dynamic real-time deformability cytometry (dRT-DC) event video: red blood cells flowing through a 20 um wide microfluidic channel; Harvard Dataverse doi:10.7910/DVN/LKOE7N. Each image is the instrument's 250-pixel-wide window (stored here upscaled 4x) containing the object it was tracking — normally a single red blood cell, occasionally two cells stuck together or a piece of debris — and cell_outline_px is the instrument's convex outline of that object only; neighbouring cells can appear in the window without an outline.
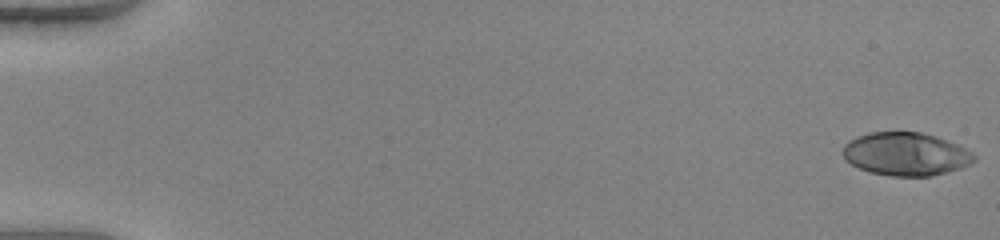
{"species": "human", "species_latin": "Homo sapiens", "temperature_condition": "warm", "stored_images_in_passage": 51, "camera_frame_rate_fps": 3000, "um_per_image_px": 0.085, "donor": {"sex": "female"}, "frame": {"image": 1, "passage_image": 1, "time_ms": 0.0, "image_size_px": [1000, 240], "cell_outline_px": [[976, 160], [960, 168], [928, 176], [888, 176], [868, 172], [844, 160], [840, 152], [844, 144], [848, 140], [856, 136], [872, 132], [920, 132], [936, 136], [960, 144], [972, 152], [976, 156]], "centroid_in_image_um": [76.96, 13.08], "position_along_channel_um": 8.0, "area_um2": 33.35}}
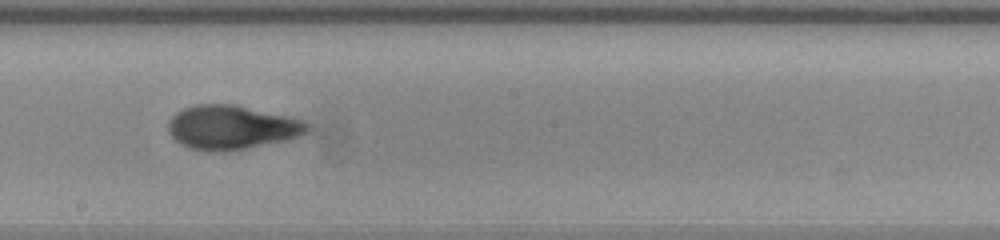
{"frame": {"image": 2, "passage_image": 30, "time_ms": 9.667, "image_size_px": [1000, 240], "cell_outline_px": [[312, 128], [308, 132], [300, 136], [288, 140], [248, 148], [220, 152], [216, 152], [188, 148], [180, 144], [168, 132], [168, 120], [176, 112], [184, 108], [196, 104], [236, 104], [304, 120], [312, 124]], "centroid_in_image_um": [19.73, 10.83], "position_along_channel_um": 228.5, "area_um2": 36.18}}
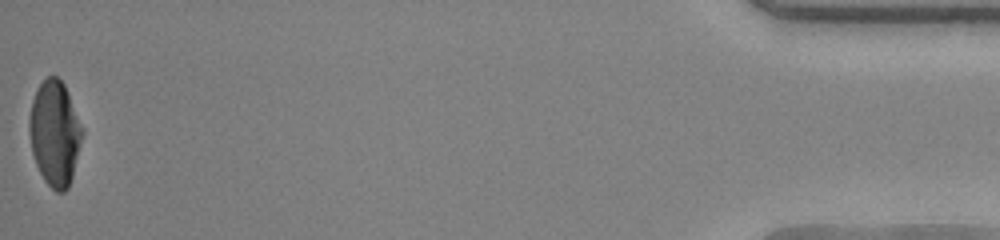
{"frame": {"image": 3, "passage_image": 51, "time_ms": 16.667, "image_size_px": [1000, 240], "cell_outline_px": [[84, 132], [72, 176], [68, 188], [64, 192], [56, 192], [44, 180], [36, 164], [32, 152], [28, 132], [28, 120], [32, 100], [36, 88], [48, 76], [56, 76], [64, 84]], "centroid_in_image_um": [4.63, 11.33], "position_along_channel_um": 430.6, "area_um2": 32.31}, "authors_computed_cell_mechanics": {"area_um2": 33.6396, "velocity_mm_per_s": 4.141, "shape_relaxation_time_tau1_ms": 8.7109, "shape_relaxation_time_tau2_ms": 0.7104, "deformation_change_tau1": 0.3493, "deformation_change_tau2": 0.0555}}